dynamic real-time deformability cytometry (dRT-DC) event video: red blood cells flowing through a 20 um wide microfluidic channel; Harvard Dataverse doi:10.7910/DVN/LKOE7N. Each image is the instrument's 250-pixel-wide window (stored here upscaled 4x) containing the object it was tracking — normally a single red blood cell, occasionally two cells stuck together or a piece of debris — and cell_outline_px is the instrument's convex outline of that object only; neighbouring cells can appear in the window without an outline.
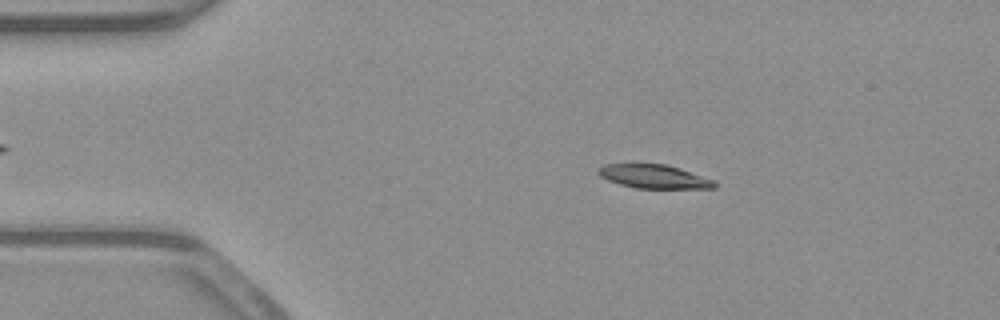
{"species": "common noctule bat (a hibernating species)", "species_latin": "Nyctalus noctula", "temperature_condition": "warm", "stored_images_in_passage": 44, "camera_frame_rate_fps": 3000, "um_per_image_px": 0.085, "animal": {"sex": "male", "body_mass_g": 23.1, "forearm_length_mm": 52.7}, "frame": {"image": 1, "passage_image": 9, "time_ms": 2.667, "image_size_px": [1000, 320], "cell_outline_px": [[716, 188], [636, 188], [620, 184], [608, 180], [600, 176], [596, 172], [596, 168], [604, 164], [632, 160], [636, 160], [664, 164], [680, 168], [716, 180]], "centroid_in_image_um": [55.49, 14.93], "position_along_channel_um": 29.5, "area_um2": 17.05}}
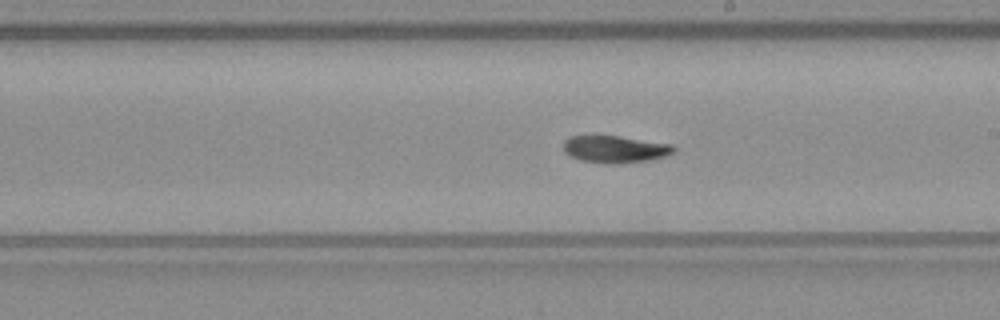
{"frame": {"image": 2, "passage_image": 29, "time_ms": 9.333, "image_size_px": [1000, 320], "cell_outline_px": [[676, 148], [672, 152], [664, 156], [648, 160], [612, 164], [608, 164], [580, 160], [564, 152], [564, 140], [568, 136], [620, 136], [672, 144]], "centroid_in_image_um": [52.26, 12.67], "position_along_channel_um": 236.7, "area_um2": 17.28}}
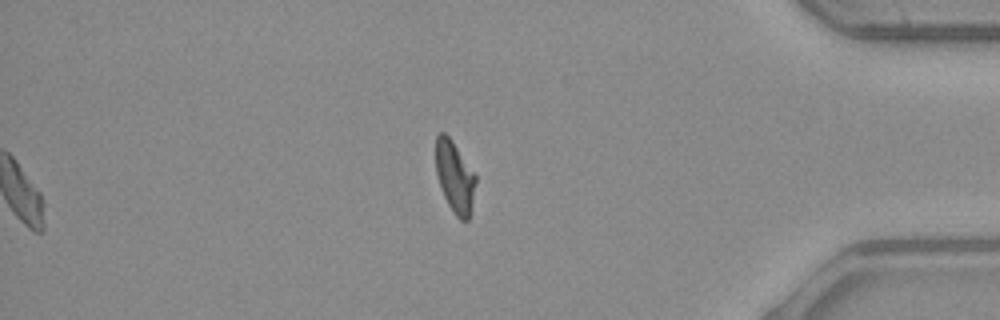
{"frame": {"image": 3, "passage_image": 44, "time_ms": 14.333, "image_size_px": [1000, 320], "cell_outline_px": [[476, 180], [468, 220], [460, 220], [456, 216], [448, 204], [444, 196], [436, 172], [436, 136], [440, 132], [444, 132], [452, 140], [476, 176]], "centroid_in_image_um": [38.64, 15.01], "position_along_channel_um": 396.6, "area_um2": 16.18}, "authors_computed_cell_mechanics": {"area_um2": 17.3111, "velocity_mm_per_s": 3.916, "shape_relaxation_time_tau1_ms": null, "shape_relaxation_time_tau2_ms": 11.1717, "deformation_change_tau1": null, "deformation_change_tau2": 0.1798}}